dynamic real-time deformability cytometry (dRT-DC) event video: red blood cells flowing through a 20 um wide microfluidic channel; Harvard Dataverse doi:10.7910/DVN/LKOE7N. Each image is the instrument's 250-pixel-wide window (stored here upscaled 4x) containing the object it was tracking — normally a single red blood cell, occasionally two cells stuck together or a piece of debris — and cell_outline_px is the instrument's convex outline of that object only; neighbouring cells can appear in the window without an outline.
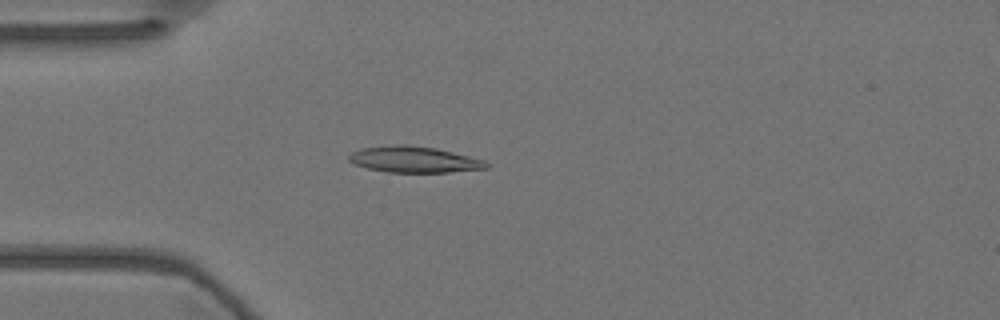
{"species": "Egyptian fruit bat (a non-hibernating species)", "species_latin": "Rousettus aegyptiacus", "temperature_condition": "warm", "stored_images_in_passage": 55, "camera_frame_rate_fps": 3000, "um_per_image_px": 0.085, "animal": {"sex": "female"}, "frame": {"image": 1, "passage_image": 14, "time_ms": 4.333, "image_size_px": [1000, 320], "cell_outline_px": [[492, 164], [488, 168], [448, 172], [388, 172], [368, 168], [356, 164], [348, 160], [348, 156], [352, 152], [360, 148], [396, 144], [404, 144], [436, 148], [484, 160]], "centroid_in_image_um": [35.2, 13.55], "position_along_channel_um": 49.8, "area_um2": 20.87}}
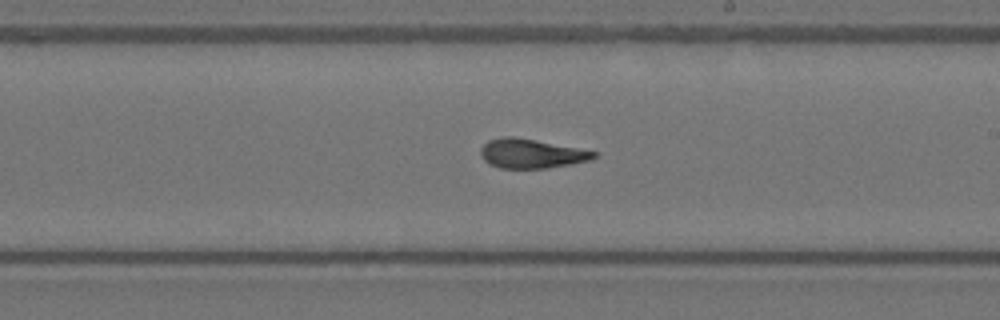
{"frame": {"image": 2, "passage_image": 31, "time_ms": 10.0, "image_size_px": [1000, 320], "cell_outline_px": [[596, 156], [592, 160], [572, 164], [548, 168], [500, 168], [488, 164], [484, 160], [480, 152], [480, 148], [488, 140], [504, 136], [512, 136], [536, 140], [596, 152]], "centroid_in_image_um": [45.13, 13.06], "position_along_channel_um": 243.9, "area_um2": 19.25}}
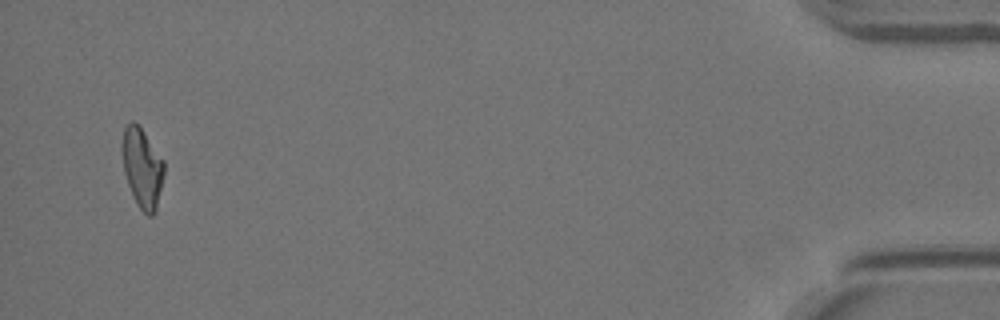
{"frame": {"image": 3, "passage_image": 53, "time_ms": 17.333, "image_size_px": [1000, 320], "cell_outline_px": [[164, 172], [156, 212], [152, 216], [148, 216], [136, 204], [128, 184], [124, 172], [120, 152], [120, 144], [124, 128], [132, 120], [140, 128], [164, 160]], "centroid_in_image_um": [12.06, 14.28], "position_along_channel_um": 423.1, "area_um2": 19.54}, "authors_computed_cell_mechanics": {"area_um2": 19.7098, "velocity_mm_per_s": 3.6047, "shape_relaxation_time_tau1_ms": 10.8498, "shape_relaxation_time_tau2_ms": 2.4539, "deformation_change_tau1": 0.2817, "deformation_change_tau2": 0.1133}}